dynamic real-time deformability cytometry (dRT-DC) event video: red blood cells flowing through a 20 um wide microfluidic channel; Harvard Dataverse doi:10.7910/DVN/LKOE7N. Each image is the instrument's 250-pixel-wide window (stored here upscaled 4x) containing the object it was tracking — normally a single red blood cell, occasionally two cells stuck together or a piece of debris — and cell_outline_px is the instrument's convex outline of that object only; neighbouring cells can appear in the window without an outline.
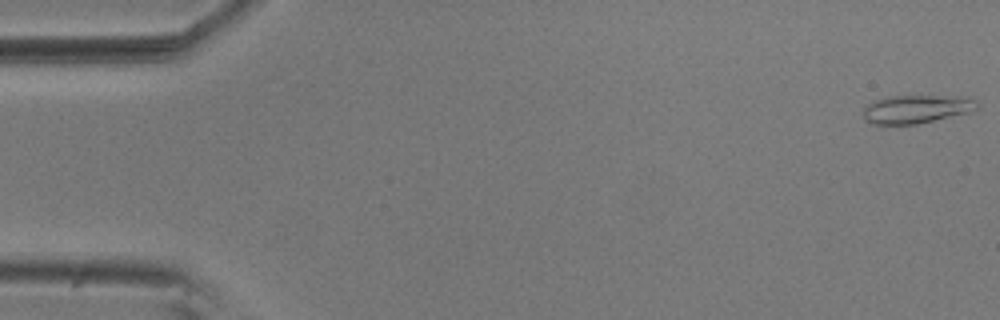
{"species": "common noctule bat (a hibernating species)", "species_latin": "Nyctalus noctula", "temperature_condition": "room temperature", "stored_images_in_passage": 8, "camera_frame_rate_fps": 3000, "um_per_image_px": 0.085, "animal": {"sex": "male", "body_mass_g": 20.5, "forearm_length_mm": 52.5}, "frame": {"image": 1, "passage_image": 1, "time_ms": 0.0, "image_size_px": [1000, 320], "cell_outline_px": [[980, 108], [972, 112], [916, 124], [872, 124], [864, 120], [864, 108], [868, 104], [876, 100], [888, 96], [968, 96], [976, 100], [980, 104]], "centroid_in_image_um": [77.98, 9.26], "position_along_channel_um": 7.0, "area_um2": 19.02}}